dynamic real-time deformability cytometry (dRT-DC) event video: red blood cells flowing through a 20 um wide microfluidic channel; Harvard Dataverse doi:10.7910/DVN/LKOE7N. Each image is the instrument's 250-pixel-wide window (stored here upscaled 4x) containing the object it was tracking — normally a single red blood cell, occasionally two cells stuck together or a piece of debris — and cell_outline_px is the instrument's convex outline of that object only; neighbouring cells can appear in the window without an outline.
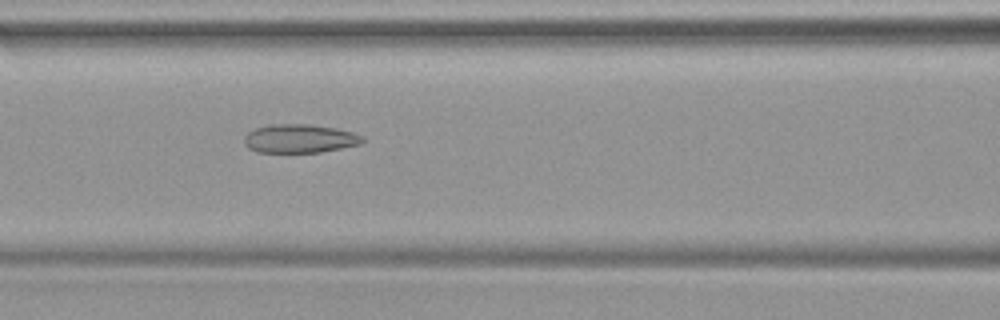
{"species": "common noctule bat (a hibernating species)", "species_latin": "Nyctalus noctula", "temperature_condition": "warm", "stored_images_in_passage": 48, "camera_frame_rate_fps": 3000, "um_per_image_px": 0.085, "animal": {"sex": "female", "body_mass_g": 19.9}, "frame": {"image": 1, "passage_image": 21, "time_ms": 6.667, "image_size_px": [1000, 320], "cell_outline_px": [[364, 140], [360, 144], [320, 152], [256, 152], [248, 148], [244, 144], [244, 136], [248, 132], [256, 128], [272, 124], [308, 124], [336, 128], [352, 132], [364, 136]], "centroid_in_image_um": [25.45, 11.78], "position_along_channel_um": 141.1, "area_um2": 19.71}}
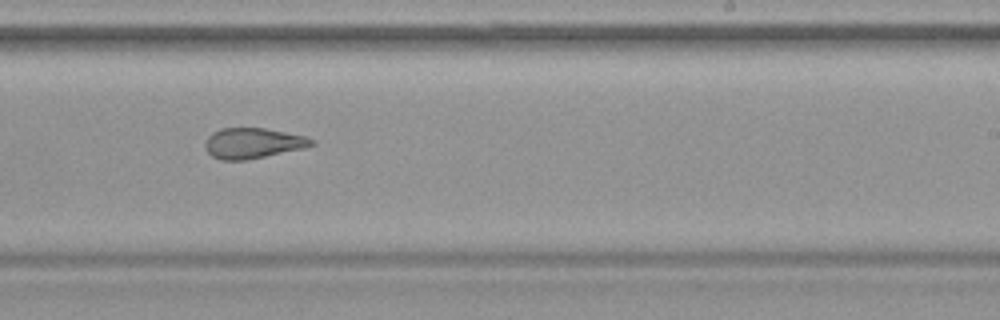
{"frame": {"image": 2, "passage_image": 30, "time_ms": 9.667, "image_size_px": [1000, 320], "cell_outline_px": [[316, 144], [304, 148], [244, 160], [220, 160], [212, 156], [208, 152], [204, 144], [208, 136], [212, 132], [220, 128], [264, 128], [304, 136], [316, 140]], "centroid_in_image_um": [21.48, 12.16], "position_along_channel_um": 267.5, "area_um2": 18.79}}
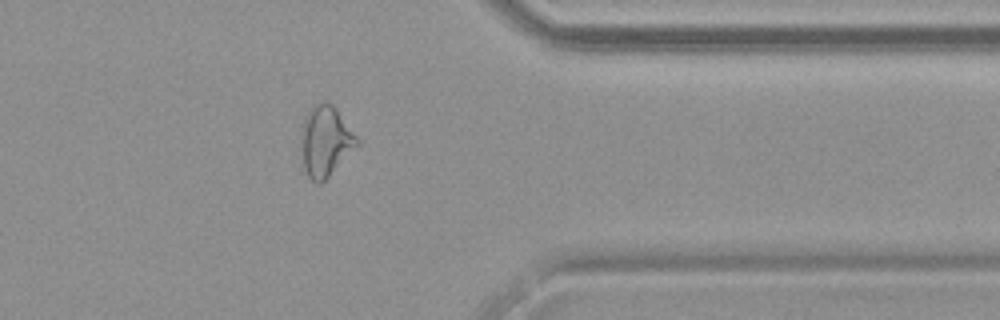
{"frame": {"image": 3, "passage_image": 39, "time_ms": 12.667, "image_size_px": [1000, 320], "cell_outline_px": [[360, 144], [320, 184], [316, 184], [308, 176], [304, 168], [300, 128], [308, 112], [320, 100], [328, 100], [336, 108], [360, 140]], "centroid_in_image_um": [27.68, 11.97], "position_along_channel_um": 383.7, "area_um2": 22.95}}